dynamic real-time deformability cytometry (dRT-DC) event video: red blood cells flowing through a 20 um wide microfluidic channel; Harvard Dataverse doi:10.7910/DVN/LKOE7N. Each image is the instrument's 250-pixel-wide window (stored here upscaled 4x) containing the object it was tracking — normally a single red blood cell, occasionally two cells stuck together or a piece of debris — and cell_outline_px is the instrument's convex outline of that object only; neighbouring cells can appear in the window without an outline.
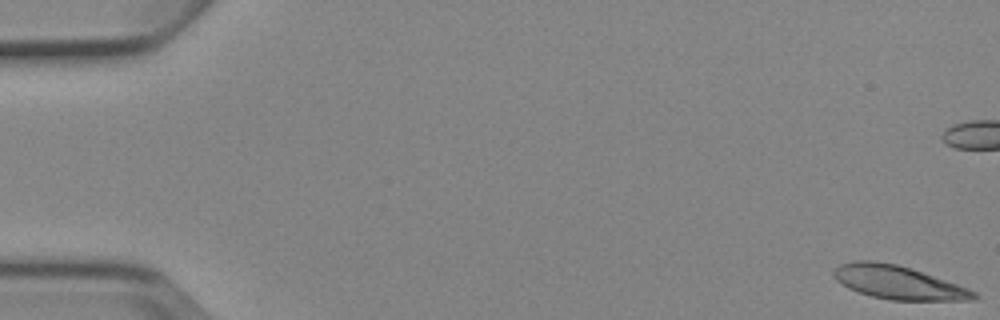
{"species": "Egyptian fruit bat (a non-hibernating species)", "species_latin": "Rousettus aegyptiacus", "temperature_condition": "cold", "stored_images_in_passage": 6, "camera_frame_rate_fps": 3000, "um_per_image_px": 0.085, "animal": {"sex": "female"}, "frame": {"image": 1, "passage_image": 1, "time_ms": 0.0, "image_size_px": [1000, 320], "cell_outline_px": [[980, 296], [972, 300], [892, 300], [872, 296], [848, 288], [836, 280], [832, 276], [832, 272], [840, 264], [852, 260], [872, 260], [896, 264], [968, 288], [976, 292]], "centroid_in_image_um": [76.3, 24.0], "position_along_channel_um": 8.7, "area_um2": 26.93}}
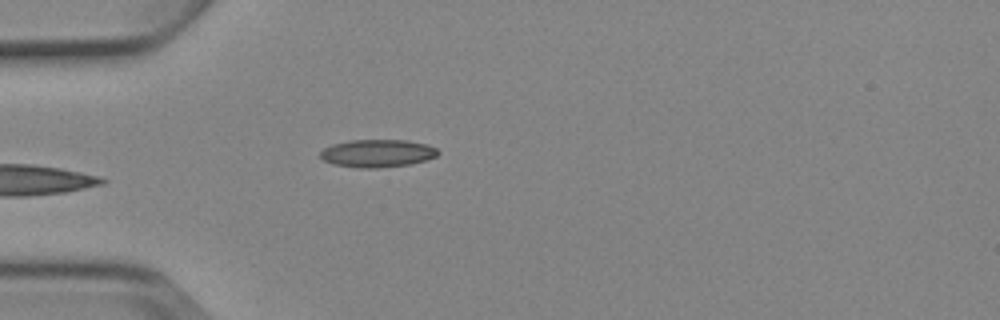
{"frame": {"image": 2, "passage_image": 6, "time_ms": 6.0, "image_size_px": [1000, 320], "cell_outline_px": [[440, 152], [436, 156], [424, 160], [408, 164], [376, 168], [360, 168], [336, 164], [324, 160], [320, 156], [320, 152], [324, 148], [332, 144], [352, 140], [404, 140], [428, 144], [436, 148]], "centroid_in_image_um": [32.09, 13.02], "position_along_channel_um": 52.9, "area_um2": 18.79}}